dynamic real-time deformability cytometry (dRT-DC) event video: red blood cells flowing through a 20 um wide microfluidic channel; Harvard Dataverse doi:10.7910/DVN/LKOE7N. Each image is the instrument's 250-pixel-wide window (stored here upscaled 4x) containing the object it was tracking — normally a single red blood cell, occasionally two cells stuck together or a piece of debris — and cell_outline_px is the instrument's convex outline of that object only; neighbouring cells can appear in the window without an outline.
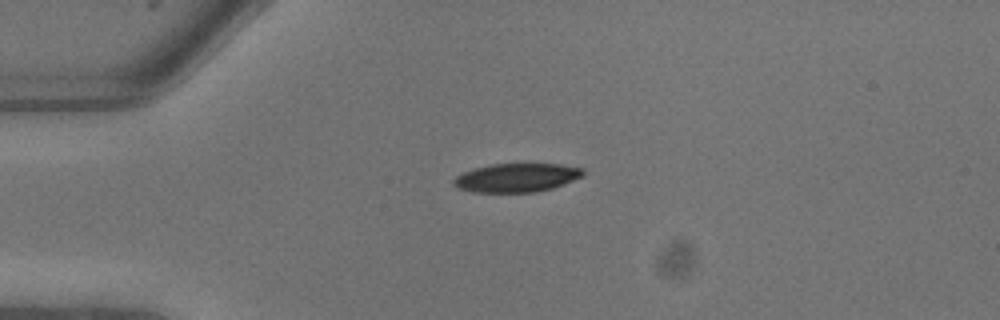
{"species": "common noctule bat (a hibernating species)", "species_latin": "Nyctalus noctula", "temperature_condition": "warm", "stored_images_in_passage": 5, "camera_frame_rate_fps": 3000, "um_per_image_px": 0.085, "animal": {"sex": "male", "body_mass_g": 13.3}, "frame": {"image": 1, "passage_image": 1, "time_ms": 0.0, "image_size_px": [1000, 320], "cell_outline_px": [[584, 176], [564, 184], [552, 188], [536, 192], [472, 192], [456, 188], [452, 184], [452, 180], [456, 176], [464, 172], [476, 168], [492, 164], [560, 164], [580, 168], [584, 172]], "centroid_in_image_um": [43.89, 15.11], "position_along_channel_um": 41.1, "area_um2": 21.62}}
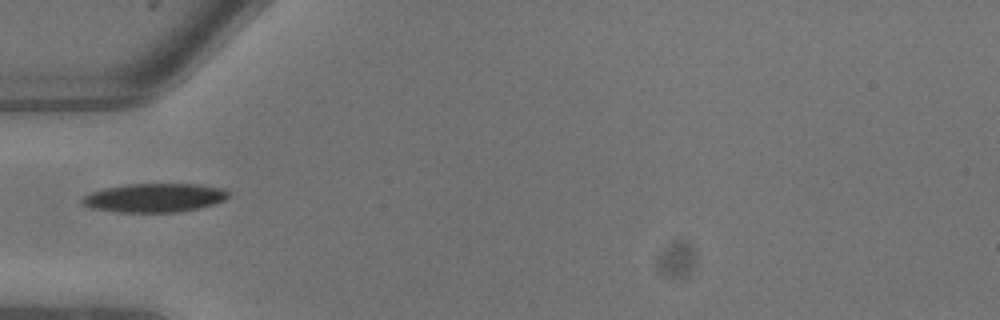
{"frame": {"image": 2, "passage_image": 3, "time_ms": 0.667, "image_size_px": [1000, 320], "cell_outline_px": [[232, 192], [224, 200], [216, 204], [200, 208], [180, 212], [116, 212], [92, 208], [84, 204], [80, 200], [84, 196], [92, 192], [104, 188], [128, 184], [200, 184], [228, 188]], "centroid_in_image_um": [13.23, 16.8], "position_along_channel_um": 71.8, "area_um2": 24.85}}